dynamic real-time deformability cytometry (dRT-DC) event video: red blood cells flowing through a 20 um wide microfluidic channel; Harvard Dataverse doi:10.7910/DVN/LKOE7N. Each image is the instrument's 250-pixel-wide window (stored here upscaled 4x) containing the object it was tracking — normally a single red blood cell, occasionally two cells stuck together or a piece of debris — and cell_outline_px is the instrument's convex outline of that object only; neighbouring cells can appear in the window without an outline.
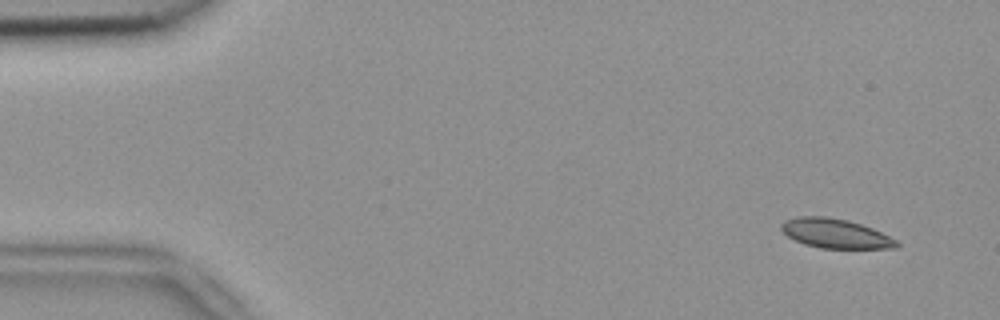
{"species": "common noctule bat (a hibernating species)", "species_latin": "Nyctalus noctula", "temperature_condition": "room temperature", "stored_images_in_passage": 6, "camera_frame_rate_fps": 3000, "um_per_image_px": 0.085, "animal": {"sex": "female", "body_mass_g": 18.4}, "frame": {"image": 1, "passage_image": 2, "time_ms": 0.333, "image_size_px": [1000, 320], "cell_outline_px": [[900, 244], [896, 248], [820, 248], [804, 244], [788, 236], [780, 228], [780, 224], [784, 220], [796, 216], [828, 216], [848, 220], [872, 228], [896, 240]], "centroid_in_image_um": [70.97, 19.83], "position_along_channel_um": 14.0, "area_um2": 19.71}}
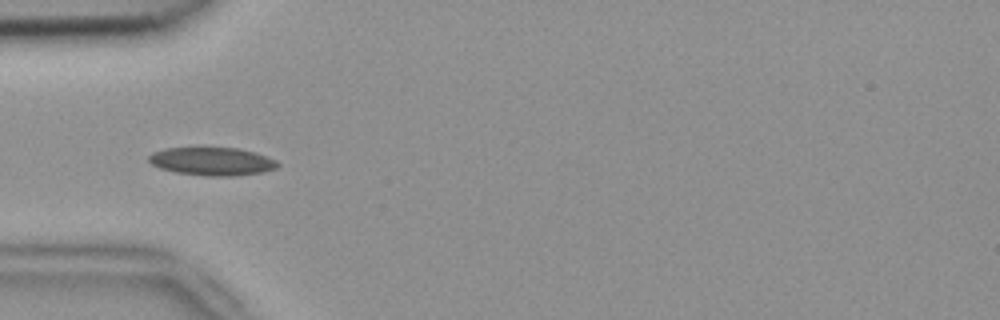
{"frame": {"image": 2, "passage_image": 5, "time_ms": 1.333, "image_size_px": [1000, 320], "cell_outline_px": [[280, 164], [276, 168], [264, 172], [232, 176], [208, 176], [176, 172], [160, 168], [152, 164], [148, 160], [148, 156], [152, 152], [164, 148], [240, 148], [256, 152], [276, 160]], "centroid_in_image_um": [18.04, 13.71], "position_along_channel_um": 67.0, "area_um2": 21.15}}